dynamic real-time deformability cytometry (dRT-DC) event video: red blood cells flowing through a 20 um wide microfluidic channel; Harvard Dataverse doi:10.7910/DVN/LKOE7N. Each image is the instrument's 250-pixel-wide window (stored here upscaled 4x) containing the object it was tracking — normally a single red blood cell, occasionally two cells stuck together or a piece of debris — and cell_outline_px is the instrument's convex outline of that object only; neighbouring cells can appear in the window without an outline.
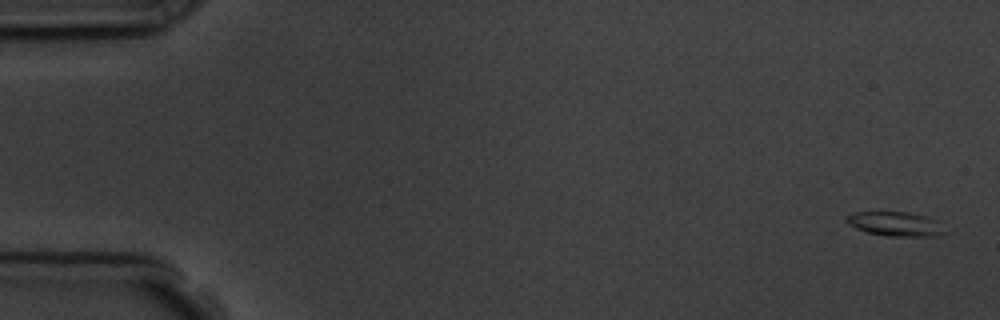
{"species": "common noctule bat (a hibernating species)", "species_latin": "Nyctalus noctula", "temperature_condition": "room temperature", "stored_images_in_passage": 6, "segment_of_instrument_passage": [1, 2], "camera_frame_rate_fps": 3000, "um_per_image_px": 0.085, "animal": {"sex": "male", "body_mass_g": 19.5, "forearm_length_mm": 54.6}, "frame": {"image": 1, "passage_image": 1, "time_ms": 0.0, "image_size_px": [1000, 320], "cell_outline_px": [[944, 232], [940, 236], [888, 236], [864, 232], [848, 224], [844, 220], [852, 212], [908, 212], [928, 216], [936, 220]], "centroid_in_image_um": [76.07, 19.03], "position_along_channel_um": 8.9, "area_um2": 13.93}}